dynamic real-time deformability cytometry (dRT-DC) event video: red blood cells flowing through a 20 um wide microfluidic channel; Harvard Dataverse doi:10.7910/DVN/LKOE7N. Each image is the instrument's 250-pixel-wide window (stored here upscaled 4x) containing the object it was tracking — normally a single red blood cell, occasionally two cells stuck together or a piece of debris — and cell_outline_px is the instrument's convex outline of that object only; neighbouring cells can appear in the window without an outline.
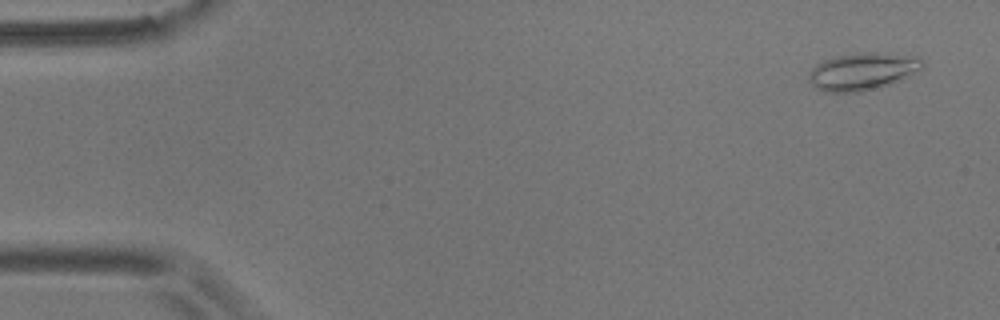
{"species": "common noctule bat (a hibernating species)", "species_latin": "Nyctalus noctula", "temperature_condition": "room temperature", "stored_images_in_passage": 55, "camera_frame_rate_fps": 3000, "um_per_image_px": 0.085, "animal": {"sex": "male", "body_mass_g": 17.9}, "frame": {"image": 1, "passage_image": 3, "time_ms": 0.667, "image_size_px": [1000, 320], "cell_outline_px": [[924, 68], [900, 80], [880, 88], [860, 92], [828, 92], [816, 88], [812, 84], [808, 76], [812, 68], [816, 64], [824, 60], [836, 56], [860, 52], [888, 52], [920, 56], [924, 60]], "centroid_in_image_um": [73.39, 6.05], "position_along_channel_um": 11.6, "area_um2": 25.2}}
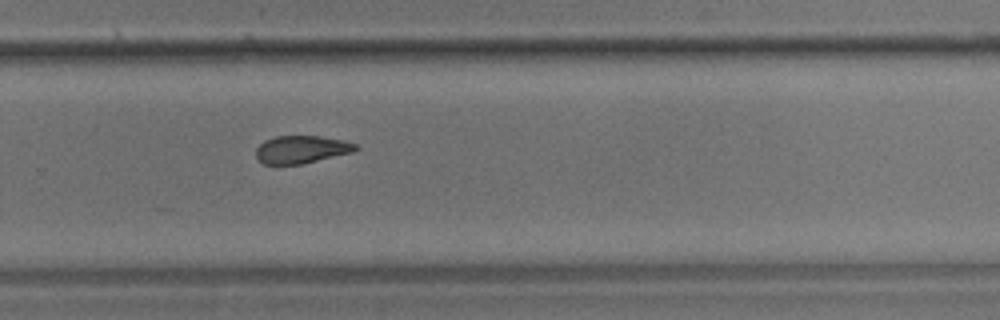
{"frame": {"image": 2, "passage_image": 37, "time_ms": 12.0, "image_size_px": [1000, 320], "cell_outline_px": [[360, 148], [352, 152], [300, 164], [264, 164], [256, 156], [256, 148], [264, 140], [276, 136], [320, 136], [344, 140], [356, 144]], "centroid_in_image_um": [25.62, 12.69], "position_along_channel_um": 304.2, "area_um2": 15.95}}
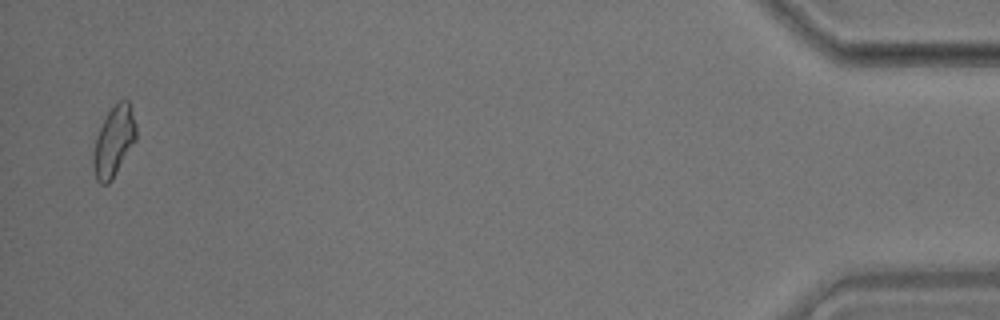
{"frame": {"image": 3, "passage_image": 54, "time_ms": 17.667, "image_size_px": [1000, 320], "cell_outline_px": [[136, 140], [112, 180], [108, 184], [100, 184], [96, 180], [92, 168], [92, 156], [96, 136], [108, 112], [120, 100], [128, 100], [136, 124]], "centroid_in_image_um": [9.66, 12.07], "position_along_channel_um": 425.5, "area_um2": 17.51}, "authors_computed_cell_mechanics": {"area_um2": 17.5134, "velocity_mm_per_s": 3.6422, "shape_relaxation_time_tau1_ms": null, "shape_relaxation_time_tau2_ms": 4.059, "deformation_change_tau1": null, "deformation_change_tau2": 0.1177}}